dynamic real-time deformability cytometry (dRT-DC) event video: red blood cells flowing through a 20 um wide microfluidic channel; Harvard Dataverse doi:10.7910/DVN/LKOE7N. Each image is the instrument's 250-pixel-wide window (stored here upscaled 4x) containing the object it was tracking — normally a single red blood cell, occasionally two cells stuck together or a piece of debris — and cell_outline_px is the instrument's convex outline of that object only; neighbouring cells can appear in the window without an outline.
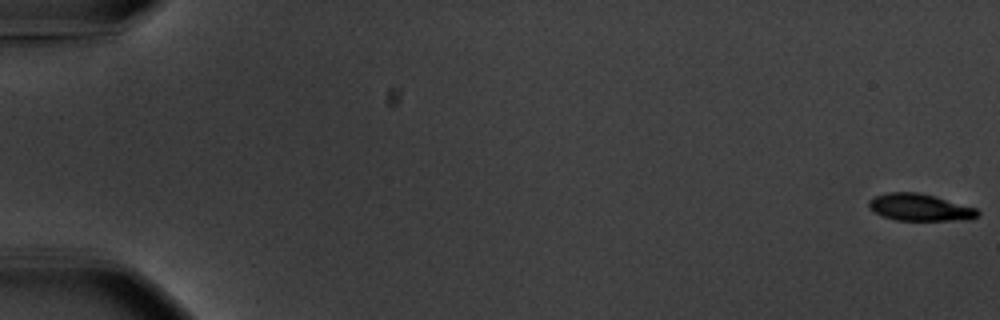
{"species": "common noctule bat (a hibernating species)", "species_latin": "Nyctalus noctula", "temperature_condition": "warm", "stored_images_in_passage": 57, "camera_frame_rate_fps": 3000, "um_per_image_px": 0.085, "animal": {"sex": "male", "body_mass_g": 20.1, "forearm_length_mm": 53.5}, "frame": {"image": 1, "passage_image": 1, "time_ms": 0.0, "image_size_px": [1000, 320], "cell_outline_px": [[980, 212], [972, 220], [896, 220], [872, 212], [868, 208], [868, 200], [876, 196], [888, 192], [916, 192], [936, 196], [976, 208]], "centroid_in_image_um": [78.17, 17.63], "position_along_channel_um": 6.8, "area_um2": 17.22}}
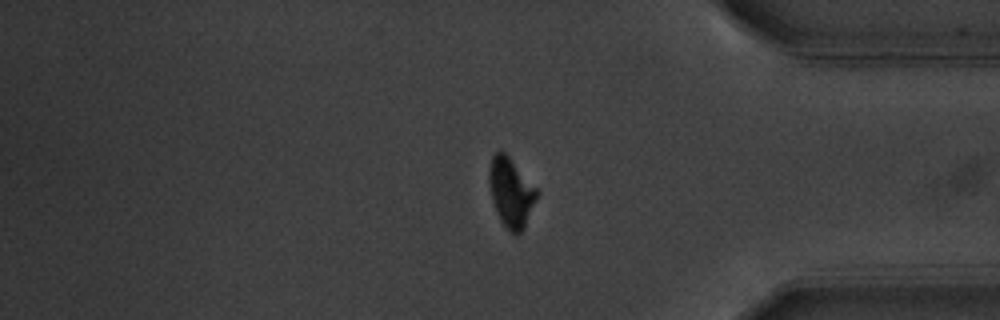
{"frame": {"image": 2, "passage_image": 48, "time_ms": 15.667, "image_size_px": [1000, 320], "cell_outline_px": [[540, 192], [524, 228], [520, 232], [512, 232], [500, 220], [496, 212], [492, 200], [488, 180], [488, 168], [492, 156], [500, 148], [508, 156]], "centroid_in_image_um": [43.42, 16.31], "position_along_channel_um": 391.8, "area_um2": 19.13}}
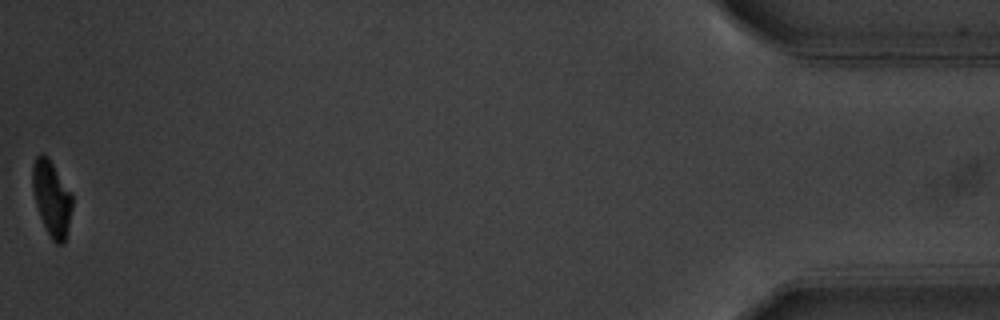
{"frame": {"image": 3, "passage_image": 57, "time_ms": 18.667, "image_size_px": [1000, 320], "cell_outline_px": [[72, 208], [64, 244], [56, 244], [52, 240], [40, 216], [36, 204], [32, 188], [32, 164], [36, 156], [40, 152], [48, 156], [72, 192]], "centroid_in_image_um": [4.39, 16.8], "position_along_channel_um": 430.8, "area_um2": 17.51}, "authors_computed_cell_mechanics": {"area_um2": 18.785, "velocity_mm_per_s": 3.6651, "shape_relaxation_time_tau1_ms": 2.5791, "shape_relaxation_time_tau2_ms": 3.1938, "deformation_change_tau1": 0.1522, "deformation_change_tau2": 0.0615}}